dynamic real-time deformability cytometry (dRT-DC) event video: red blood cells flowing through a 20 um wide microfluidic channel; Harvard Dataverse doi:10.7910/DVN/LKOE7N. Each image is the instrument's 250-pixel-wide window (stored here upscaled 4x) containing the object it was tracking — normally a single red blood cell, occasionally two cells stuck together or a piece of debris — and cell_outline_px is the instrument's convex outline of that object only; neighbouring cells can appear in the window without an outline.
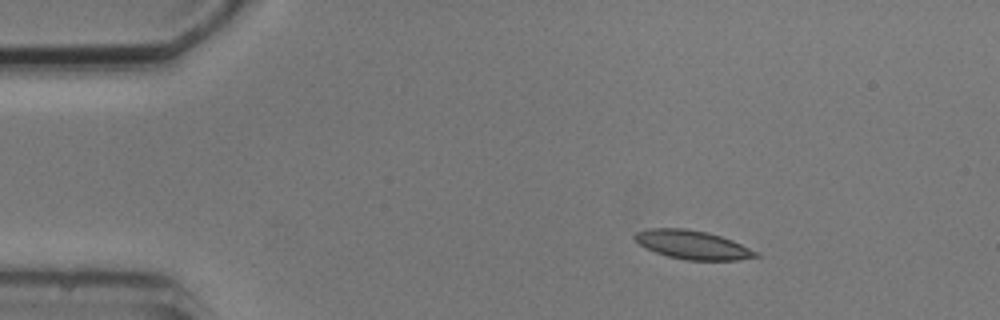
{"species": "common noctule bat (a hibernating species)", "species_latin": "Nyctalus noctula", "temperature_condition": "cold", "stored_images_in_passage": 5, "camera_frame_rate_fps": 3000, "um_per_image_px": 0.085, "animal": {"sex": "male", "body_mass_g": 20.5, "forearm_length_mm": 52.5}, "frame": {"image": 1, "passage_image": 3, "time_ms": 2.333, "image_size_px": [1000, 320], "cell_outline_px": [[760, 256], [736, 260], [684, 260], [668, 256], [644, 248], [632, 236], [636, 232], [648, 228], [684, 228], [708, 232], [732, 240], [760, 252]], "centroid_in_image_um": [58.87, 20.8], "position_along_channel_um": 26.1, "area_um2": 20.35}}